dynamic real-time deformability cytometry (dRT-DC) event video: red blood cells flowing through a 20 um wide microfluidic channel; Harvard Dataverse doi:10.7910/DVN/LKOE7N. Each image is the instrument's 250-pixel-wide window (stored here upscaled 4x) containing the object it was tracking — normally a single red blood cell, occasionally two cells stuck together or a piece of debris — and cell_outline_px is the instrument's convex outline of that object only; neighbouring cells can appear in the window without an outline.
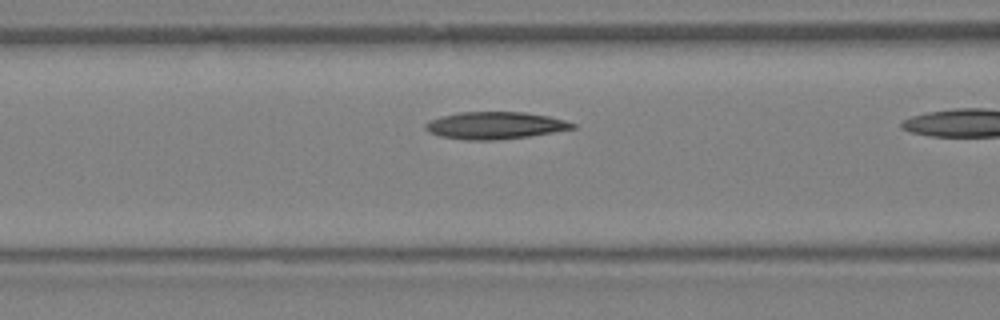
{"species": "Egyptian fruit bat (a non-hibernating species)", "species_latin": "Rousettus aegyptiacus", "temperature_condition": "warm", "stored_images_in_passage": 10, "camera_frame_rate_fps": 3000, "um_per_image_px": 0.085, "animal": {"sex": "female"}, "frame": {"image": 1, "passage_image": 9, "time_ms": 2.667, "image_size_px": [1000, 320], "cell_outline_px": [[576, 128], [528, 136], [496, 140], [464, 140], [440, 136], [428, 132], [424, 128], [424, 124], [428, 120], [460, 112], [524, 112], [548, 116], [564, 120], [576, 124]], "centroid_in_image_um": [42.04, 10.66], "position_along_channel_um": 124.6, "area_um2": 23.24}}